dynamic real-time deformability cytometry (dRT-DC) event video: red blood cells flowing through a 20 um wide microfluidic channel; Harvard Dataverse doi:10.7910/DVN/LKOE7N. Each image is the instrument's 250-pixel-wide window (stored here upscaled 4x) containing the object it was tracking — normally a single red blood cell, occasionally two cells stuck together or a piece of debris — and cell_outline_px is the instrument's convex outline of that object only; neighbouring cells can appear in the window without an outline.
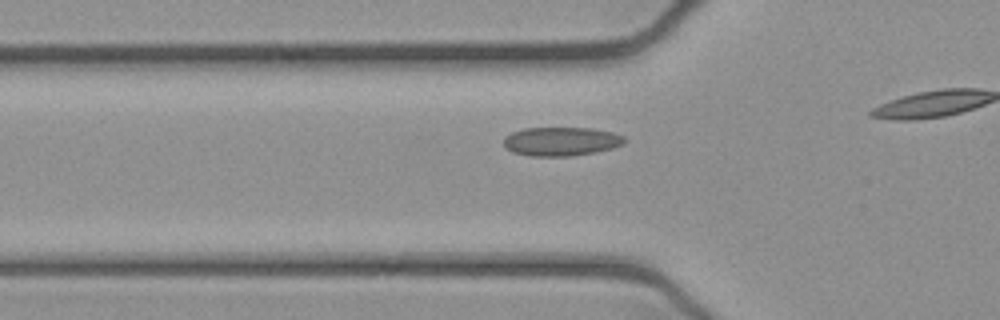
{"species": "common noctule bat (a hibernating species)", "species_latin": "Nyctalus noctula", "temperature_condition": "cold", "stored_images_in_passage": 19, "camera_frame_rate_fps": 3000, "um_per_image_px": 0.085, "animal": {"sex": "female", "body_mass_g": 21.9}, "frame": {"image": 1, "passage_image": 14, "time_ms": 4.333, "image_size_px": [1000, 320], "cell_outline_px": [[624, 144], [612, 148], [596, 152], [572, 156], [528, 156], [512, 152], [504, 148], [504, 136], [512, 132], [524, 128], [592, 128], [612, 132], [624, 136]], "centroid_in_image_um": [47.67, 12.02], "position_along_channel_um": 78.1, "area_um2": 20.46}}